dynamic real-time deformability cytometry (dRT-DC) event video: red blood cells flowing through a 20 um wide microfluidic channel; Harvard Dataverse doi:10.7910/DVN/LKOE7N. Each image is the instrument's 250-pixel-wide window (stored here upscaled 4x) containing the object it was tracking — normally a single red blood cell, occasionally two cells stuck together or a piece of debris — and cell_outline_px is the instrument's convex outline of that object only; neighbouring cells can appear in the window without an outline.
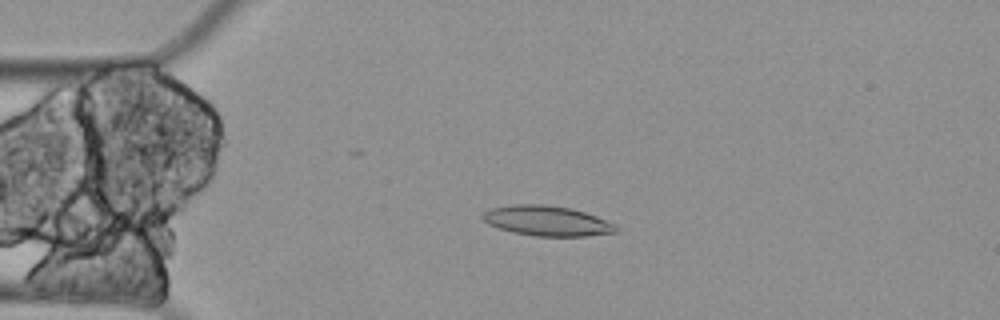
{"species": "Egyptian fruit bat (a non-hibernating species)", "species_latin": "Rousettus aegyptiacus", "temperature_condition": "cold", "stored_images_in_passage": 59, "camera_frame_rate_fps": 3000, "um_per_image_px": 0.085, "animal": {"sex": "female"}, "frame": {"image": 1, "passage_image": 13, "time_ms": 4.0, "image_size_px": [1000, 320], "cell_outline_px": [[616, 232], [584, 236], [536, 236], [512, 232], [488, 224], [480, 216], [484, 212], [492, 208], [512, 204], [548, 204], [568, 208], [584, 212], [596, 216], [616, 224]], "centroid_in_image_um": [46.47, 18.76], "position_along_channel_um": 38.5, "area_um2": 23.24}}
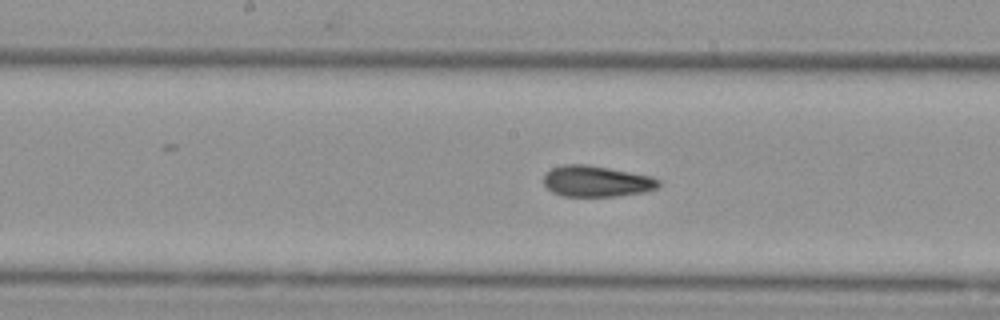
{"frame": {"image": 2, "passage_image": 29, "time_ms": 9.333, "image_size_px": [1000, 320], "cell_outline_px": [[660, 184], [656, 188], [644, 192], [616, 196], [564, 196], [552, 192], [544, 184], [544, 172], [552, 168], [564, 164], [588, 164], [652, 176], [660, 180]], "centroid_in_image_um": [50.69, 15.4], "position_along_channel_um": 197.5, "area_um2": 20.87}}
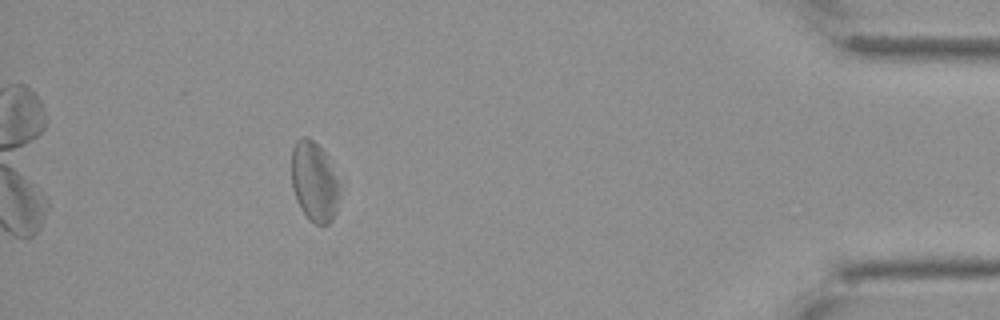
{"frame": {"image": 3, "passage_image": 53, "time_ms": 17.333, "image_size_px": [1000, 320], "cell_outline_px": [[340, 196], [336, 212], [332, 220], [328, 224], [316, 224], [300, 208], [296, 200], [292, 188], [292, 148], [296, 140], [304, 136], [308, 136], [324, 152], [340, 184]], "centroid_in_image_um": [26.72, 15.44], "position_along_channel_um": 408.5, "area_um2": 22.31}, "authors_computed_cell_mechanics": {"area_um2": 22.1952, "velocity_mm_per_s": 3.3012, "shape_relaxation_time_tau1_ms": null, "shape_relaxation_time_tau2_ms": 4.343, "deformation_change_tau1": null, "deformation_change_tau2": 0.1379}}